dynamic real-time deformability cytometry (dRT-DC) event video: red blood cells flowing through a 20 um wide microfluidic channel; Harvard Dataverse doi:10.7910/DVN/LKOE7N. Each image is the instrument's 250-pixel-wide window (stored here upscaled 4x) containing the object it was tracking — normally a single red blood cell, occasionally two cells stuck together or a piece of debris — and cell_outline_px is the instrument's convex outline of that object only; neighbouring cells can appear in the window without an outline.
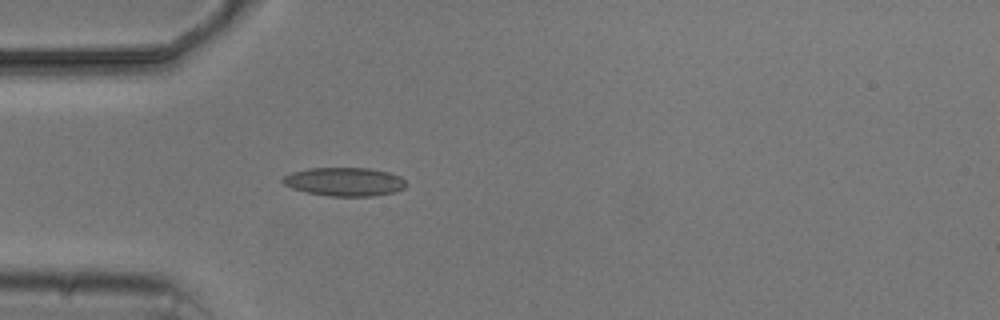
{"species": "common noctule bat (a hibernating species)", "species_latin": "Nyctalus noctula", "temperature_condition": "cold", "stored_images_in_passage": 3, "camera_frame_rate_fps": 3000, "um_per_image_px": 0.085, "animal": {"sex": "male", "body_mass_g": 20.5, "forearm_length_mm": 52.5}, "frame": {"image": 1, "passage_image": 3, "time_ms": 4.0, "image_size_px": [1000, 320], "cell_outline_px": [[408, 184], [404, 188], [396, 192], [372, 196], [332, 196], [308, 192], [292, 188], [284, 184], [280, 180], [284, 176], [292, 172], [308, 168], [368, 168], [388, 172], [400, 176]], "centroid_in_image_um": [29.3, 15.44], "position_along_channel_um": 55.7, "area_um2": 20.52}}